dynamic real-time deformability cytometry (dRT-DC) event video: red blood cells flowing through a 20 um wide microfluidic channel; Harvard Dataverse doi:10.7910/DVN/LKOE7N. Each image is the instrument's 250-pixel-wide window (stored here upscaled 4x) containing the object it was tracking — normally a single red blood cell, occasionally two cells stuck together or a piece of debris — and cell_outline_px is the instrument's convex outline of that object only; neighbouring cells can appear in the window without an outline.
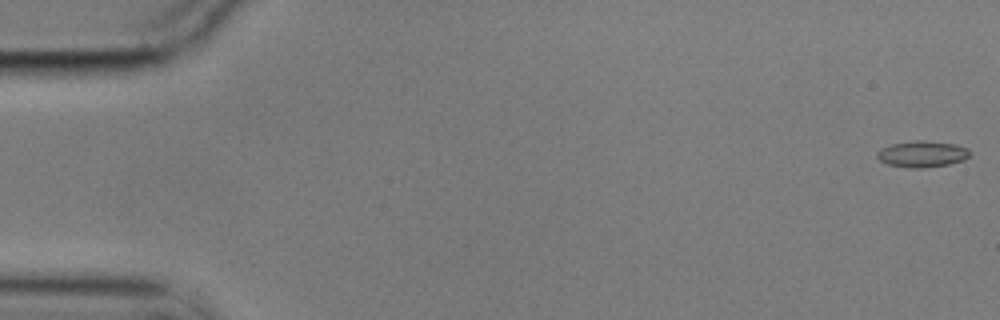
{"species": "common noctule bat (a hibernating species)", "species_latin": "Nyctalus noctula", "temperature_condition": "cold", "stored_images_in_passage": 57, "camera_frame_rate_fps": 3000, "um_per_image_px": 0.085, "animal": {"sex": "male", "body_mass_g": 17.9}, "frame": {"image": 1, "passage_image": 1, "time_ms": 0.0, "image_size_px": [1000, 320], "cell_outline_px": [[972, 152], [964, 160], [948, 164], [920, 168], [908, 168], [888, 164], [880, 160], [876, 156], [876, 152], [880, 148], [892, 144], [916, 140], [924, 140], [952, 144], [968, 148]], "centroid_in_image_um": [78.37, 13.09], "position_along_channel_um": 6.6, "area_um2": 14.16}}
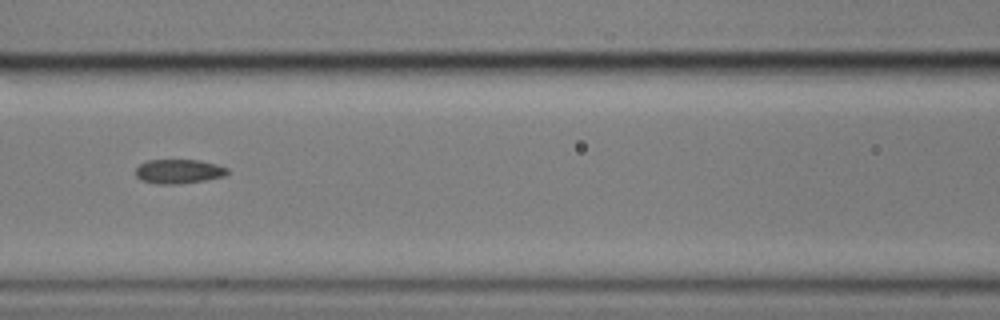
{"frame": {"image": 2, "passage_image": 25, "time_ms": 8.0, "image_size_px": [1000, 320], "cell_outline_px": [[228, 172], [224, 176], [204, 180], [176, 184], [160, 184], [140, 180], [136, 176], [136, 168], [140, 164], [148, 160], [200, 160], [216, 164], [228, 168]], "centroid_in_image_um": [15.18, 14.56], "position_along_channel_um": 151.4, "area_um2": 12.89}}
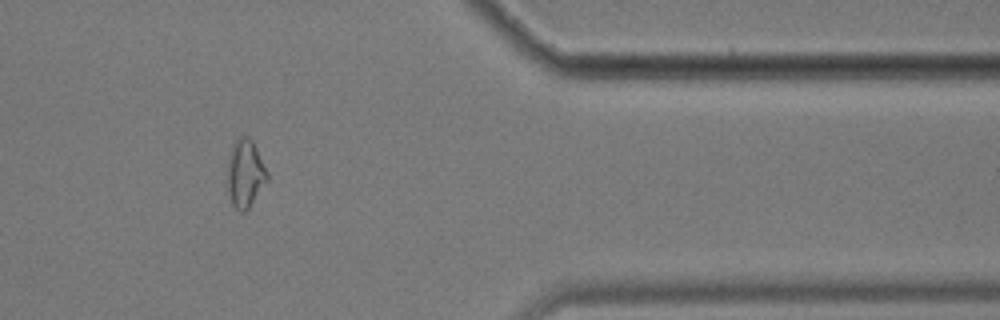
{"frame": {"image": 3, "passage_image": 47, "time_ms": 15.333, "image_size_px": [1000, 320], "cell_outline_px": [[268, 180], [248, 208], [244, 212], [240, 212], [232, 204], [228, 192], [228, 160], [232, 144], [240, 136], [248, 136], [252, 140], [256, 148], [268, 176]], "centroid_in_image_um": [20.83, 14.74], "position_along_channel_um": 390.6, "area_um2": 15.43}, "authors_computed_cell_mechanics": {"area_um2": 13.6408, "velocity_mm_per_s": 3.5523, "shape_relaxation_time_tau1_ms": 6.1479, "shape_relaxation_time_tau2_ms": 2.6856, "deformation_change_tau1": 0.1668, "deformation_change_tau2": 0.0871}}